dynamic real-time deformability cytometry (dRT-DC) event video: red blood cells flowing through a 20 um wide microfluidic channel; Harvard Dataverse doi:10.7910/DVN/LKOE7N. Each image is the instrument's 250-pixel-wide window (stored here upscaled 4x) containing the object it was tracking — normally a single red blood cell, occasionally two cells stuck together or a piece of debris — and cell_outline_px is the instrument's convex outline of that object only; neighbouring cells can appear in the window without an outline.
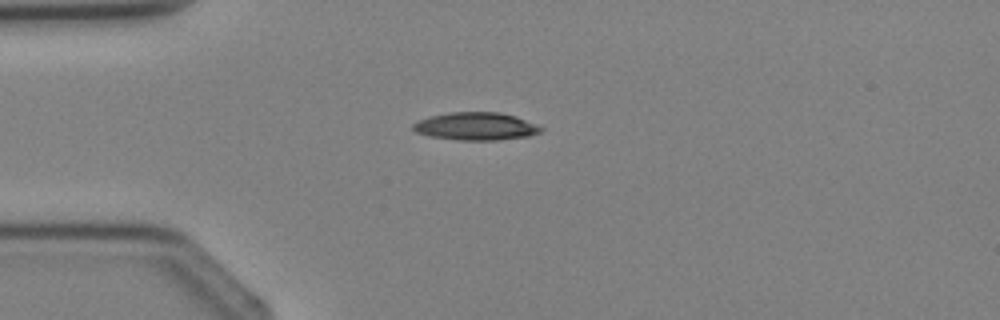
{"species": "Egyptian fruit bat (a non-hibernating species)", "species_latin": "Rousettus aegyptiacus", "temperature_condition": "cold", "stored_images_in_passage": 1, "camera_frame_rate_fps": 3000, "um_per_image_px": 0.085, "animal": {"sex": "female"}, "frame": {"image": 1, "passage_image": 1, "time_ms": 0.0, "image_size_px": [1000, 320], "cell_outline_px": [[544, 128], [540, 132], [528, 136], [500, 140], [460, 140], [428, 136], [416, 132], [412, 128], [412, 124], [428, 116], [448, 112], [500, 112], [516, 116], [536, 124]], "centroid_in_image_um": [40.44, 10.73], "position_along_channel_um": 44.6, "area_um2": 20.81}}